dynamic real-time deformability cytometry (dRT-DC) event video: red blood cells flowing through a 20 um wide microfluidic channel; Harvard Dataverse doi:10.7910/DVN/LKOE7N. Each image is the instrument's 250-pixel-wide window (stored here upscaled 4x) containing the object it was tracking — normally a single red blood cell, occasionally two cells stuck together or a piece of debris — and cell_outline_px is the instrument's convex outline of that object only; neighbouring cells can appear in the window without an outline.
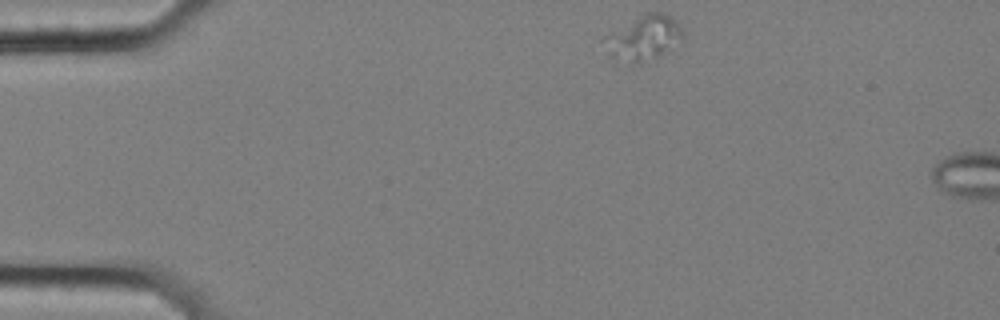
{"species": "common noctule bat (a hibernating species)", "species_latin": "Nyctalus noctula", "temperature_condition": "cold", "stored_images_in_passage": 5, "camera_frame_rate_fps": 3000, "um_per_image_px": 0.085, "animal": {"sex": "female", "body_mass_g": 25.1}, "frame": {"image": 1, "passage_image": 1, "time_ms": 0.0, "image_size_px": [1000, 320], "cell_outline_px": [[684, 40], [668, 52], [660, 56], [632, 64], [616, 60], [608, 56], [600, 40], [604, 36], [640, 16], [648, 12], [660, 12], [676, 20], [680, 24], [684, 32]], "centroid_in_image_um": [54.71, 3.26], "position_along_channel_um": 30.3, "area_um2": 20.87}}